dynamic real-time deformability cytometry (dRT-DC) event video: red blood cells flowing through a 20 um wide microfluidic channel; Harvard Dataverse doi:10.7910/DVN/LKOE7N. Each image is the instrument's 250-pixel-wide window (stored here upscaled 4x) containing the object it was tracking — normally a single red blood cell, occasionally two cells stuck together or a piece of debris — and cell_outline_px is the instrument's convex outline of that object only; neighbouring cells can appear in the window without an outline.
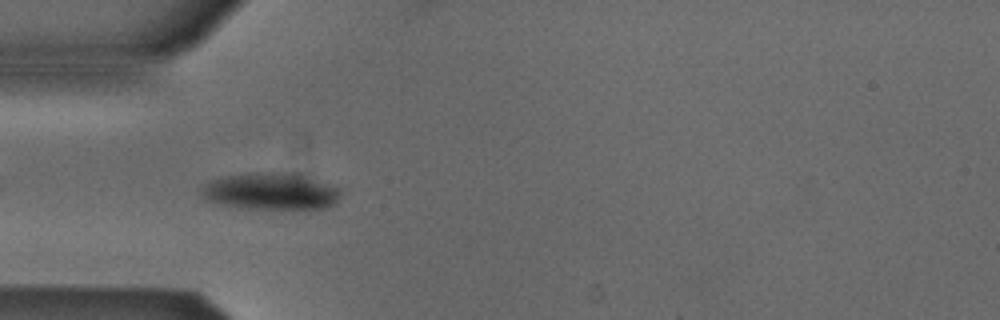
{"species": "Egyptian fruit bat (a non-hibernating species)", "species_latin": "Rousettus aegyptiacus", "temperature_condition": "cold", "stored_images_in_passage": 31, "camera_frame_rate_fps": 3000, "um_per_image_px": 0.085, "animal": {"sex": "male"}, "frame": {"image": 1, "passage_image": 3, "time_ms": 0.667, "image_size_px": [1000, 320], "cell_outline_px": [[340, 196], [336, 204], [324, 208], [308, 212], [240, 208], [220, 204], [204, 200], [200, 192], [200, 188], [208, 180], [220, 176], [248, 172], [308, 172], [336, 188], [340, 192]], "centroid_in_image_um": [23.06, 16.27], "position_along_channel_um": 61.9, "area_um2": 32.14}}
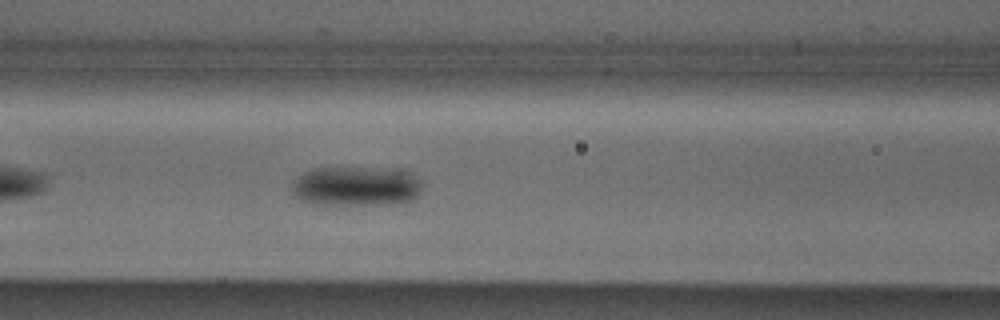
{"frame": {"image": 2, "passage_image": 9, "time_ms": 2.667, "image_size_px": [1000, 320], "cell_outline_px": [[420, 196], [412, 200], [392, 204], [312, 204], [300, 200], [292, 192], [292, 180], [296, 176], [304, 172], [316, 168], [404, 168], [416, 176], [420, 180]], "centroid_in_image_um": [30.29, 15.81], "position_along_channel_um": 136.3, "area_um2": 30.58}}
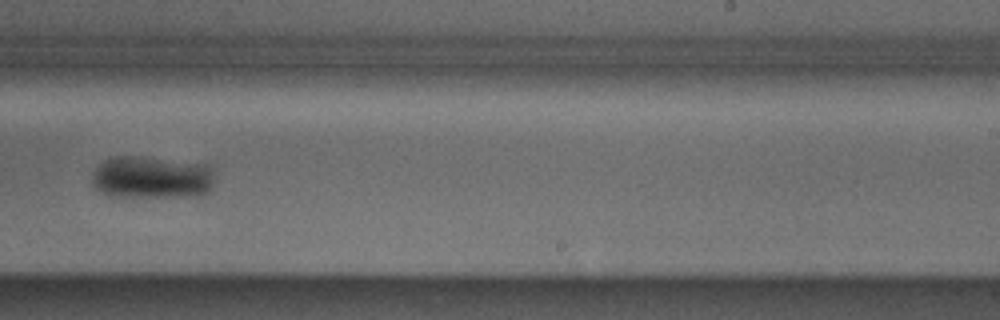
{"frame": {"image": 3, "passage_image": 20, "time_ms": 6.333, "image_size_px": [1000, 320], "cell_outline_px": [[212, 188], [208, 192], [200, 196], [112, 196], [100, 192], [92, 184], [92, 172], [104, 160], [116, 156], [128, 156], [204, 164], [212, 172]], "centroid_in_image_um": [12.85, 15.1], "position_along_channel_um": 276.1, "area_um2": 29.82}, "authors_computed_cell_mechanics": {"area_um2": 29.5936, "velocity_mm_per_s": 3.8193, "shape_relaxation_time_tau1_ms": 1.6899, "shape_relaxation_time_tau2_ms": null, "deformation_change_tau1": 0.0698, "deformation_change_tau2": null}}